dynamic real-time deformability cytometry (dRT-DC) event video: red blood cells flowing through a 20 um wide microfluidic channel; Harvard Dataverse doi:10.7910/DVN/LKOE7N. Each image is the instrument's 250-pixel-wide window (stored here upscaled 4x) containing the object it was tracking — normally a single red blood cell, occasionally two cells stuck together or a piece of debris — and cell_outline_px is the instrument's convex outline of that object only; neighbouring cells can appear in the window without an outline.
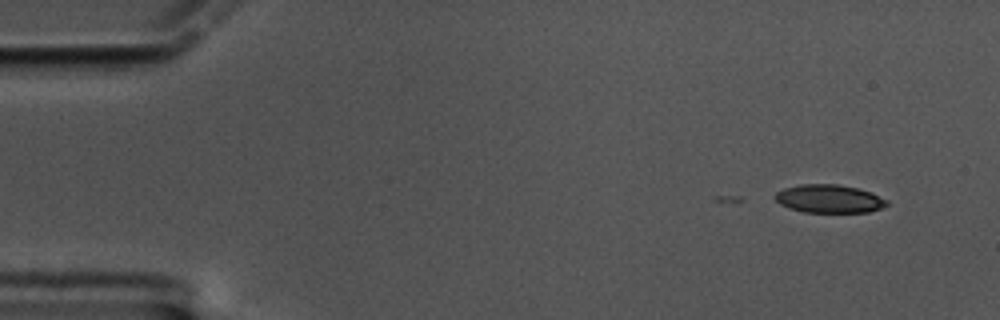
{"species": "common noctule bat (a hibernating species)", "species_latin": "Nyctalus noctula", "temperature_condition": "cold", "stored_images_in_passage": 2, "camera_frame_rate_fps": 3000, "um_per_image_px": 0.085, "animal": {"sex": "male", "body_mass_g": 17.5, "forearm_length_mm": 52.3}, "frame": {"image": 1, "passage_image": 2, "time_ms": 0.333, "image_size_px": [1000, 320], "cell_outline_px": [[888, 204], [880, 208], [868, 212], [804, 212], [788, 208], [780, 204], [772, 196], [776, 192], [784, 188], [800, 184], [836, 184], [856, 188], [872, 192], [888, 200]], "centroid_in_image_um": [70.45, 16.89], "position_along_channel_um": 14.6, "area_um2": 18.44}}